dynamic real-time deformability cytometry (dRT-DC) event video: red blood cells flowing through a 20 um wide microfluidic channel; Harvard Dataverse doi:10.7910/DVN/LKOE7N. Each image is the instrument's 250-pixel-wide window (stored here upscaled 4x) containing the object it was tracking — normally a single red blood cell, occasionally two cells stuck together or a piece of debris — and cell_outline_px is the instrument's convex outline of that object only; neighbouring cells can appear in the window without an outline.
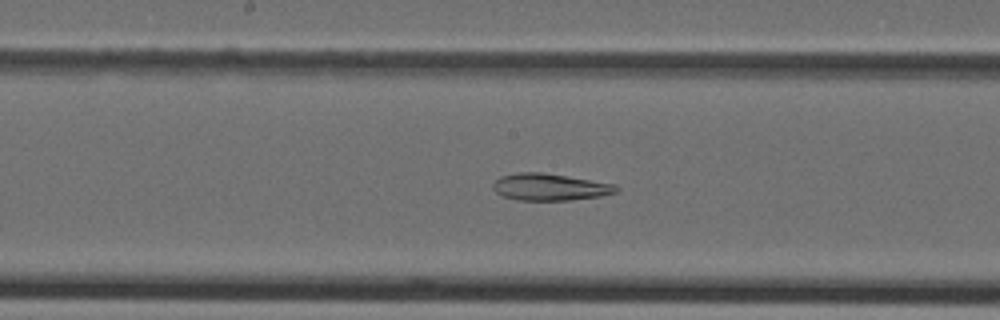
{"species": "Egyptian fruit bat (a non-hibernating species)", "species_latin": "Rousettus aegyptiacus", "temperature_condition": "cold", "stored_images_in_passage": 47, "segment_of_instrument_passage": [1, 2], "camera_frame_rate_fps": 3000, "um_per_image_px": 0.085, "animal": {"sex": "female"}, "frame": {"image": 1, "passage_image": 24, "time_ms": 7.667, "image_size_px": [1000, 320], "cell_outline_px": [[452, 300], [300, 300], [304, 296], [412, 280], [432, 280]], "centroid_in_image_um": [32.97, 24.86], "position_along_channel_um": 215.2, "area_um2": 13.76}}
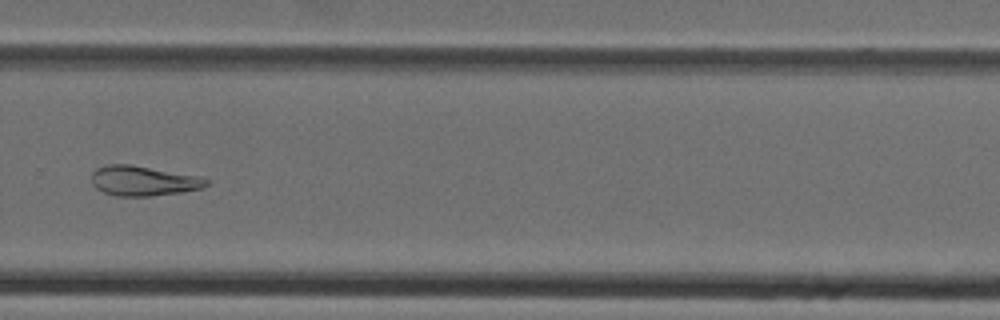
{"frame": {"image": 2, "passage_image": 32, "time_ms": 10.333, "image_size_px": [1000, 320], "cell_outline_px": [[208, 184], [200, 188], [180, 192], [152, 196], [116, 196], [104, 192], [96, 188], [92, 184], [92, 172], [96, 168], [108, 164], [128, 164], [196, 176], [208, 180]], "centroid_in_image_um": [12.11, 15.38], "position_along_channel_um": 317.7, "area_um2": 19.65}}
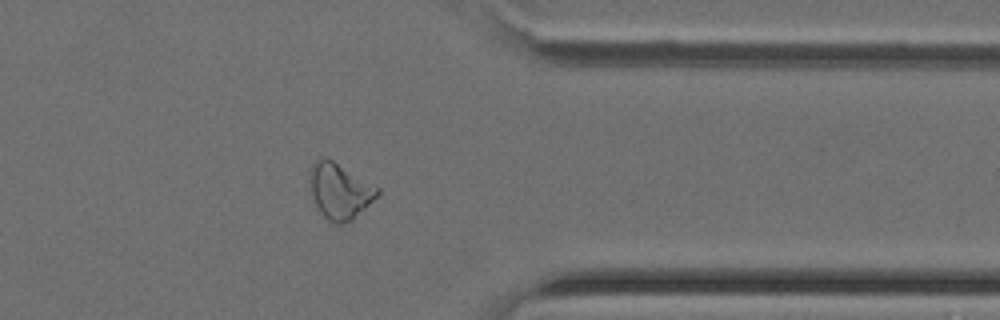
{"frame": {"image": 3, "passage_image": 37, "time_ms": 12.0, "image_size_px": [1000, 320], "cell_outline_px": [[380, 196], [352, 220], [340, 224], [336, 224], [328, 220], [316, 208], [308, 184], [308, 176], [312, 164], [316, 160], [332, 160], [380, 188]], "centroid_in_image_um": [28.88, 16.27], "position_along_channel_um": 382.5, "area_um2": 22.08}}